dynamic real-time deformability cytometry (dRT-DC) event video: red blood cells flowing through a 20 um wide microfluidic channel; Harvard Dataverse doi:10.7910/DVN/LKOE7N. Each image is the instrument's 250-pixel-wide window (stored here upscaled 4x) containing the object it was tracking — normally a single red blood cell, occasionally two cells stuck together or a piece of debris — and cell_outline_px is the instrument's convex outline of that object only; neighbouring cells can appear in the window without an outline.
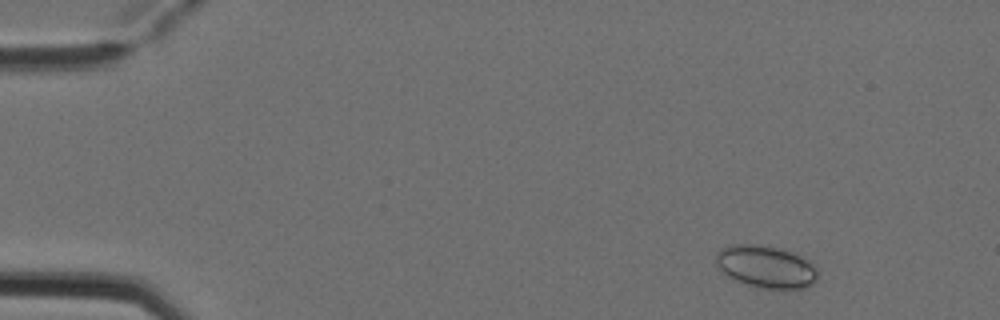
{"species": "Egyptian fruit bat (a non-hibernating species)", "species_latin": "Rousettus aegyptiacus", "temperature_condition": "cold", "stored_images_in_passage": 7, "camera_frame_rate_fps": 3000, "um_per_image_px": 0.085, "animal": {"sex": "female"}, "frame": {"image": 1, "passage_image": 2, "time_ms": 0.333, "image_size_px": [1000, 320], "cell_outline_px": [[816, 280], [812, 284], [800, 288], [764, 288], [744, 284], [728, 276], [716, 264], [716, 252], [720, 248], [728, 244], [752, 244], [776, 248], [792, 252], [808, 260], [816, 268]], "centroid_in_image_um": [65.06, 22.65], "position_along_channel_um": 19.9, "area_um2": 24.8}}
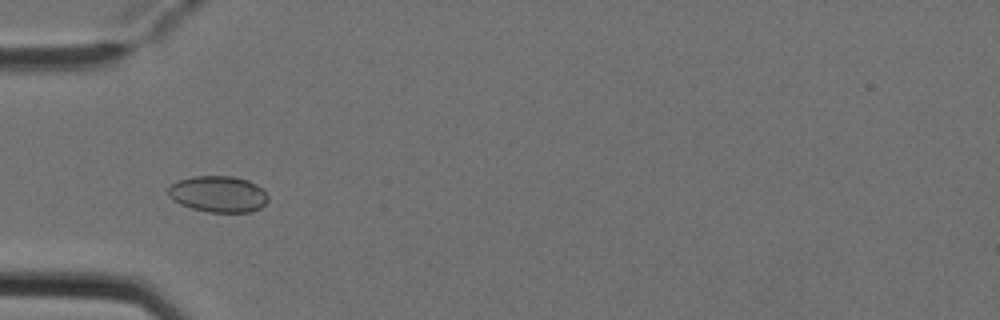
{"frame": {"image": 2, "passage_image": 5, "time_ms": 1.333, "image_size_px": [1000, 320], "cell_outline_px": [[268, 200], [260, 208], [252, 212], [208, 212], [192, 208], [180, 204], [168, 196], [168, 188], [176, 180], [192, 176], [232, 176], [248, 180], [256, 184], [268, 196]], "centroid_in_image_um": [18.53, 16.49], "position_along_channel_um": 66.5, "area_um2": 21.15}}
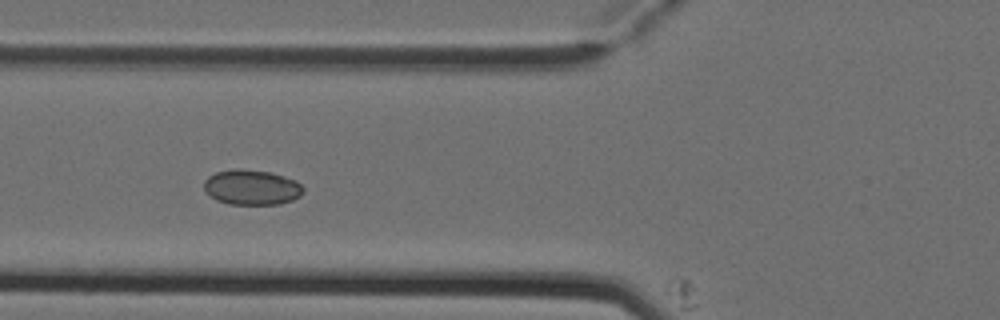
{"frame": {"image": 3, "passage_image": 6, "time_ms": 1.667, "image_size_px": [1000, 320], "cell_outline_px": [[304, 192], [300, 196], [292, 200], [280, 204], [228, 204], [216, 200], [204, 192], [204, 180], [208, 176], [216, 172], [236, 168], [240, 168], [272, 172], [296, 180], [304, 188]], "centroid_in_image_um": [21.38, 15.91], "position_along_channel_um": 104.4, "area_um2": 20.63}}